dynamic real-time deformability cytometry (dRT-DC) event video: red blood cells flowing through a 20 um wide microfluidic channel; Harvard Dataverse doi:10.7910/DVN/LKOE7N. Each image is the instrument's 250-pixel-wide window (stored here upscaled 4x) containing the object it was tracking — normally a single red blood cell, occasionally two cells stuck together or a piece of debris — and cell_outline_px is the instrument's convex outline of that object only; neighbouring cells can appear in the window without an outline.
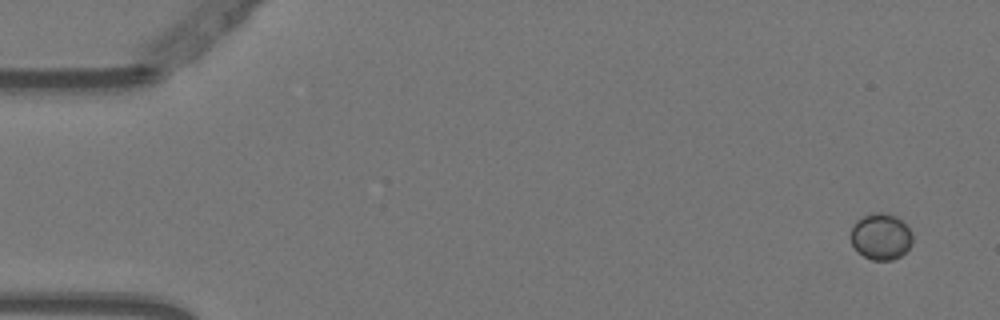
{"species": "Egyptian fruit bat (a non-hibernating species)", "species_latin": "Rousettus aegyptiacus", "temperature_condition": "warm", "stored_images_in_passage": 5, "camera_frame_rate_fps": 3000, "um_per_image_px": 0.085, "animal": {"sex": "female"}, "frame": {"image": 1, "passage_image": 1, "time_ms": 0.0, "image_size_px": [1000, 320], "cell_outline_px": [[912, 244], [900, 256], [892, 260], [872, 260], [856, 252], [852, 244], [852, 228], [856, 220], [872, 212], [880, 212], [896, 216], [912, 232]], "centroid_in_image_um": [74.87, 20.11], "position_along_channel_um": 10.1, "area_um2": 16.59}}
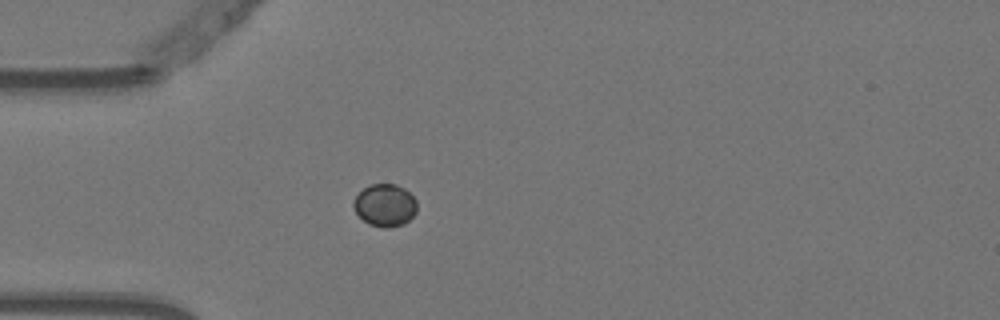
{"frame": {"image": 2, "passage_image": 5, "time_ms": 1.333, "image_size_px": [1000, 320], "cell_outline_px": [[416, 212], [404, 224], [388, 228], [384, 228], [368, 224], [356, 212], [352, 204], [356, 196], [364, 188], [372, 184], [396, 184], [404, 188], [416, 200]], "centroid_in_image_um": [32.72, 17.45], "position_along_channel_um": 52.3, "area_um2": 15.55}}